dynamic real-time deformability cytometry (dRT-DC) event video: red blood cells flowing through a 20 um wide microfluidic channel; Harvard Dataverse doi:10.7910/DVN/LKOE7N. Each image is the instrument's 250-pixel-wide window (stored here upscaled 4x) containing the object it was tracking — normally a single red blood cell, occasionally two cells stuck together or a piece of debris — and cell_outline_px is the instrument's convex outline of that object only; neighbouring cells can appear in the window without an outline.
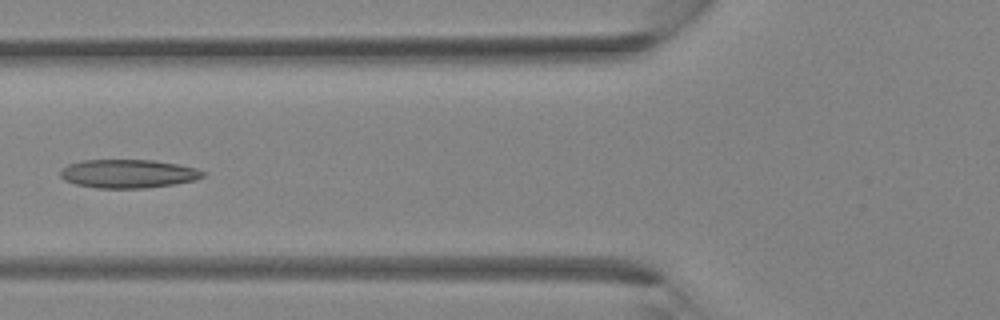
{"species": "Egyptian fruit bat (a non-hibernating species)", "species_latin": "Rousettus aegyptiacus", "temperature_condition": "room temperature", "stored_images_in_passage": 29, "camera_frame_rate_fps": 3000, "um_per_image_px": 0.085, "animal": {"sex": "female"}, "frame": {"image": 1, "passage_image": 9, "time_ms": 2.667, "image_size_px": [1000, 320], "cell_outline_px": [[208, 172], [204, 176], [196, 180], [172, 184], [144, 188], [96, 188], [76, 184], [64, 180], [60, 176], [60, 172], [68, 164], [84, 160], [152, 160], [176, 164], [196, 168]], "centroid_in_image_um": [10.91, 14.76], "position_along_channel_um": 114.9, "area_um2": 23.64}}
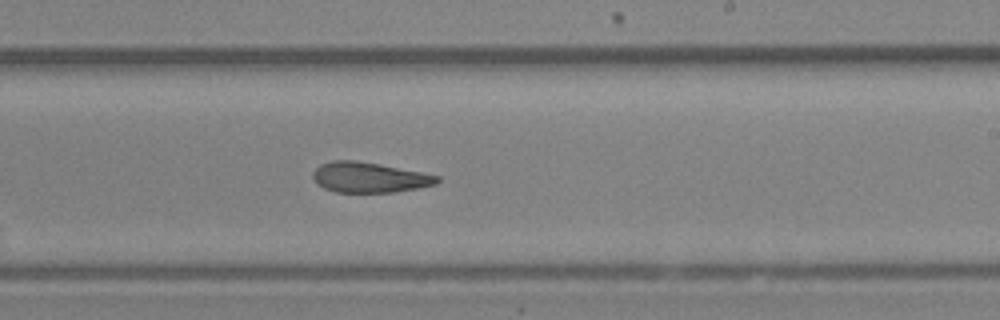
{"frame": {"image": 2, "passage_image": 17, "time_ms": 5.333, "image_size_px": [1000, 320], "cell_outline_px": [[440, 180], [436, 184], [396, 192], [336, 192], [324, 188], [312, 176], [312, 172], [320, 164], [332, 160], [356, 160], [380, 164], [440, 176]], "centroid_in_image_um": [31.39, 15.07], "position_along_channel_um": 257.6, "area_um2": 21.79}}
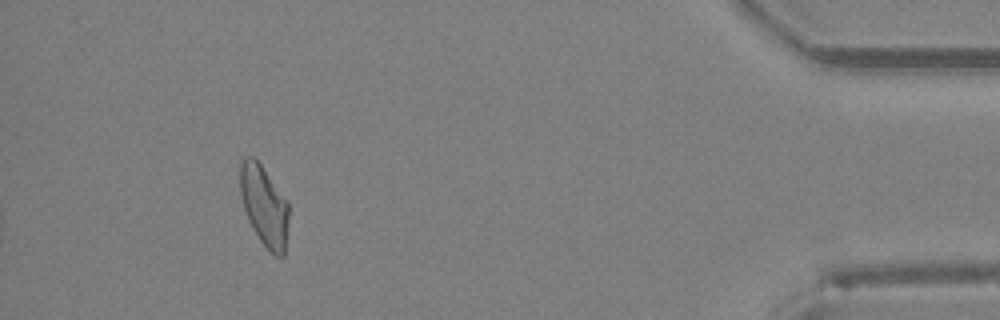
{"frame": {"image": 3, "passage_image": 29, "time_ms": 9.333, "image_size_px": [1000, 320], "cell_outline_px": [[288, 220], [284, 256], [276, 256], [260, 240], [248, 220], [240, 196], [240, 164], [244, 156], [252, 156], [260, 164], [288, 200]], "centroid_in_image_um": [22.45, 17.46], "position_along_channel_um": 412.8, "area_um2": 22.6}}